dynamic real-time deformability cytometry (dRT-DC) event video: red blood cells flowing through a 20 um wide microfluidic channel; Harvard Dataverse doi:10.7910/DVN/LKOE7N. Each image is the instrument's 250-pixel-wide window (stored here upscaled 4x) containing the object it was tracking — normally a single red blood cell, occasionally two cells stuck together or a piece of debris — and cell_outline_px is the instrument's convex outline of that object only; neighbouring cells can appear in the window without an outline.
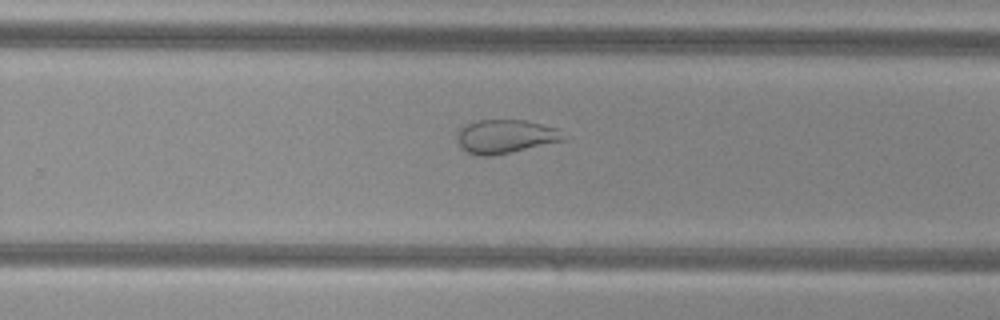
{"species": "common noctule bat (a hibernating species)", "species_latin": "Nyctalus noctula", "temperature_condition": "cold", "stored_images_in_passage": 55, "camera_frame_rate_fps": 3000, "um_per_image_px": 0.085, "animal": {"sex": "female", "body_mass_g": 29.2, "forearm_length_mm": 56.3}, "frame": {"image": 1, "passage_image": 36, "time_ms": 11.667, "image_size_px": [1000, 320], "cell_outline_px": [[568, 140], [492, 156], [480, 156], [468, 152], [460, 148], [456, 140], [456, 132], [460, 128], [476, 120], [524, 120], [556, 128]], "centroid_in_image_um": [42.92, 11.61], "position_along_channel_um": 286.9, "area_um2": 20.98}}
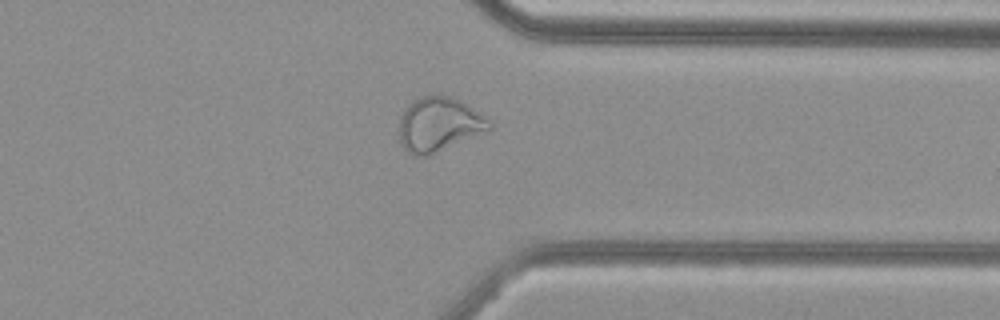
{"frame": {"image": 2, "passage_image": 43, "time_ms": 14.0, "image_size_px": [1000, 320], "cell_outline_px": [[492, 128], [424, 156], [416, 156], [408, 152], [400, 144], [400, 116], [408, 104], [412, 100], [420, 96], [432, 92], [436, 92], [452, 96], [460, 100], [480, 112], [492, 124]], "centroid_in_image_um": [37.27, 10.49], "position_along_channel_um": 374.1, "area_um2": 28.38}}